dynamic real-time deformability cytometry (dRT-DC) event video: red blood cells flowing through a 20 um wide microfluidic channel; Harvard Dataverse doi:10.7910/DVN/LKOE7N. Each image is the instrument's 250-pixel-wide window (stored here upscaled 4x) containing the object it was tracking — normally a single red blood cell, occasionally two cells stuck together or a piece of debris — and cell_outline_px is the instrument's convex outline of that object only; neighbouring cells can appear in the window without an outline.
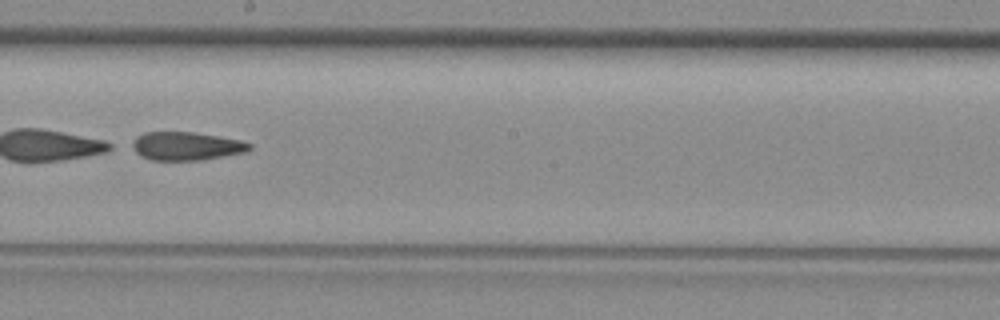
{"species": "common noctule bat (a hibernating species)", "species_latin": "Nyctalus noctula", "temperature_condition": "room temperature", "stored_images_in_passage": 36, "camera_frame_rate_fps": 3000, "um_per_image_px": 0.085, "animal": {"sex": "female", "body_mass_g": 29.2, "forearm_length_mm": 56.3}, "frame": {"image": 1, "passage_image": 16, "time_ms": 5.0, "image_size_px": [1000, 320], "cell_outline_px": [[252, 148], [244, 152], [200, 160], [152, 160], [140, 156], [128, 144], [136, 136], [144, 132], [192, 132], [240, 140], [252, 144]], "centroid_in_image_um": [15.76, 12.41], "position_along_channel_um": 232.4, "area_um2": 19.36}}
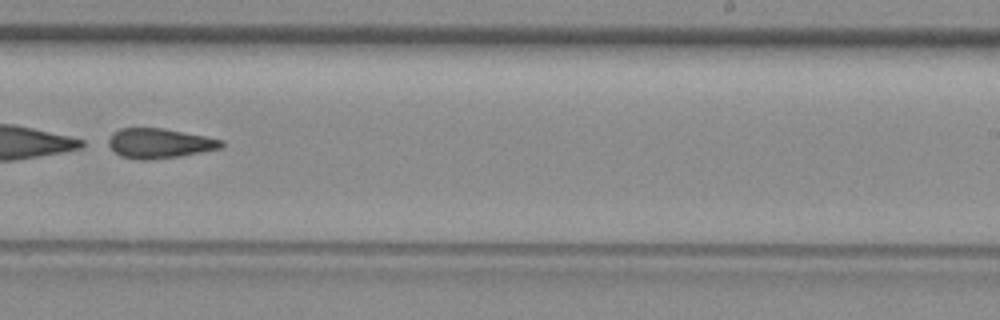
{"frame": {"image": 2, "passage_image": 19, "time_ms": 6.0, "image_size_px": [1000, 320], "cell_outline_px": [[224, 144], [220, 148], [180, 156], [148, 160], [140, 160], [120, 156], [108, 144], [108, 140], [112, 132], [120, 128], [160, 128], [204, 136], [224, 140]], "centroid_in_image_um": [13.52, 12.18], "position_along_channel_um": 275.5, "area_um2": 19.42}}
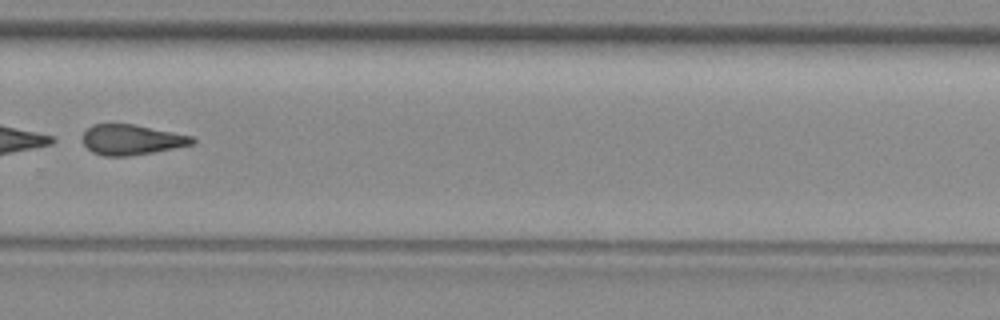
{"frame": {"image": 3, "passage_image": 22, "time_ms": 7.0, "image_size_px": [1000, 320], "cell_outline_px": [[196, 140], [192, 144], [152, 152], [128, 156], [104, 156], [92, 152], [84, 144], [84, 132], [92, 124], [132, 124], [192, 136]], "centroid_in_image_um": [11.16, 11.87], "position_along_channel_um": 318.6, "area_um2": 18.96}}